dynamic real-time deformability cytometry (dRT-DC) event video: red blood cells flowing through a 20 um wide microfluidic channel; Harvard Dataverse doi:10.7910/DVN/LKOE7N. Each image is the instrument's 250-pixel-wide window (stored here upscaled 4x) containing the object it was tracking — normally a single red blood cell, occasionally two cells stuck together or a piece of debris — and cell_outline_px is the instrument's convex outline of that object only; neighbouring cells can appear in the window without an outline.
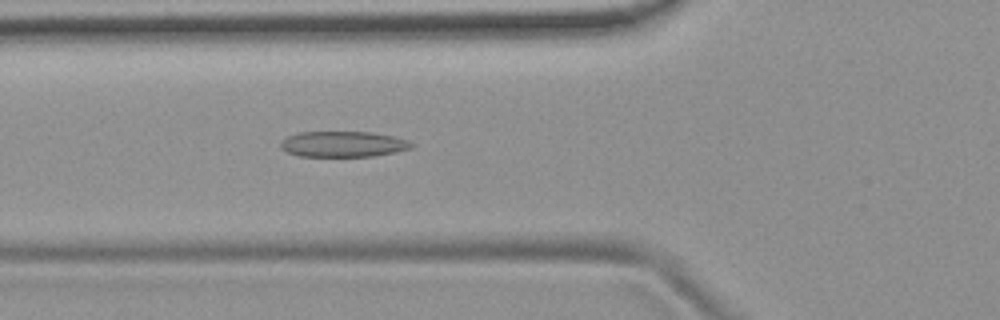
{"species": "common noctule bat (a hibernating species)", "species_latin": "Nyctalus noctula", "temperature_condition": "room temperature", "stored_images_in_passage": 52, "camera_frame_rate_fps": 3000, "um_per_image_px": 0.085, "animal": {"sex": "female", "body_mass_g": 19.9}, "frame": {"image": 1, "passage_image": 18, "time_ms": 5.667, "image_size_px": [1000, 320], "cell_outline_px": [[416, 144], [412, 148], [396, 152], [372, 156], [300, 156], [288, 152], [280, 148], [280, 140], [296, 132], [372, 132], [392, 136], [408, 140]], "centroid_in_image_um": [29.17, 12.24], "position_along_channel_um": 96.6, "area_um2": 19.71}}
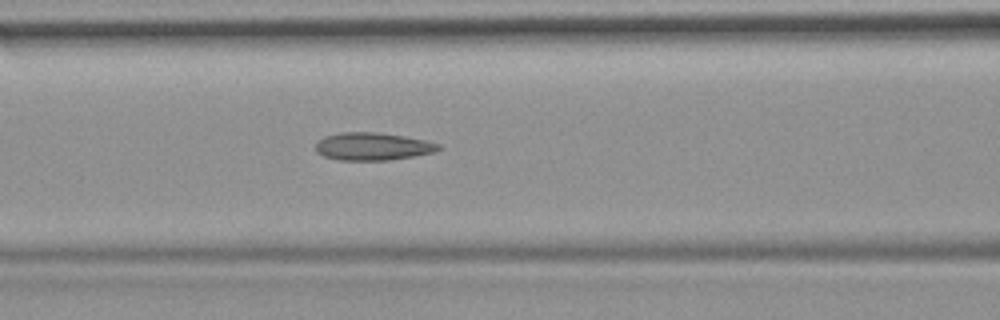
{"frame": {"image": 2, "passage_image": 21, "time_ms": 6.667, "image_size_px": [1000, 320], "cell_outline_px": [[440, 148], [436, 152], [388, 160], [340, 160], [324, 156], [316, 152], [316, 140], [324, 136], [340, 132], [372, 132], [404, 136], [424, 140], [440, 144]], "centroid_in_image_um": [31.64, 12.44], "position_along_channel_um": 135.0, "area_um2": 19.77}}
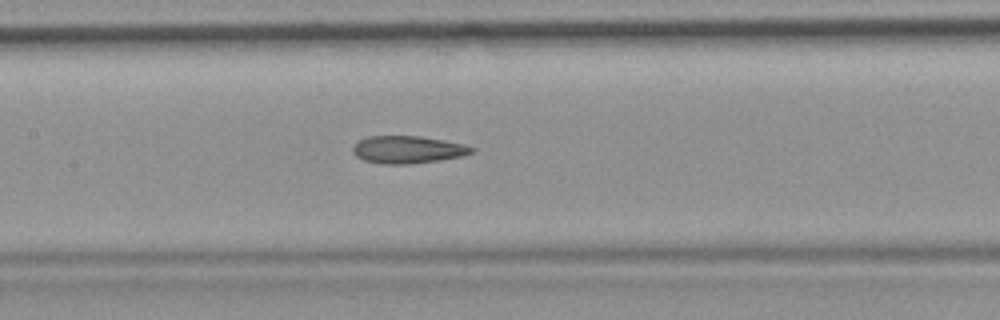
{"frame": {"image": 3, "passage_image": 24, "time_ms": 7.667, "image_size_px": [1000, 320], "cell_outline_px": [[476, 152], [464, 156], [440, 160], [408, 164], [384, 164], [364, 160], [356, 156], [352, 152], [352, 148], [360, 140], [368, 136], [420, 136], [444, 140], [464, 144], [476, 148]], "centroid_in_image_um": [34.71, 12.72], "position_along_channel_um": 172.7, "area_um2": 19.13}, "authors_computed_cell_mechanics": {"area_um2": 19.7387, "velocity_mm_per_s": 3.7805, "shape_relaxation_time_tau1_ms": null, "shape_relaxation_time_tau2_ms": 2.7709, "deformation_change_tau1": null, "deformation_change_tau2": 0.118}}